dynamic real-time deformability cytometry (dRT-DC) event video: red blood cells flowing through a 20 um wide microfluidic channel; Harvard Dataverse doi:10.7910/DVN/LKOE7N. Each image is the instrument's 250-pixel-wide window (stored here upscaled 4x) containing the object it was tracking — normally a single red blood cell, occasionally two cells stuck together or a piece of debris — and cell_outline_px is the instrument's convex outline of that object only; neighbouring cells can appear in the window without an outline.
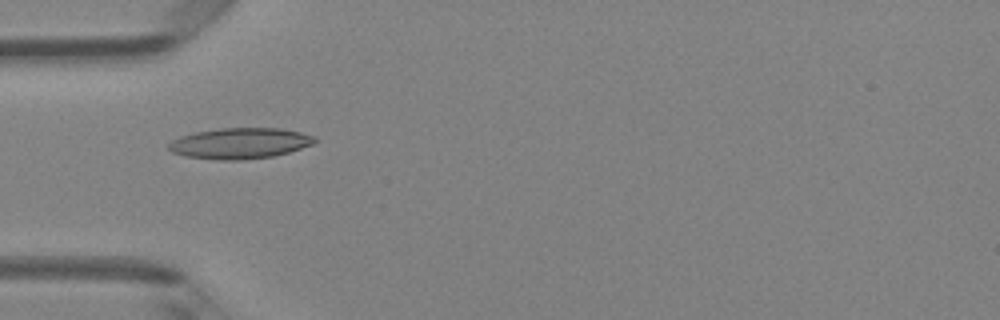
{"species": "Egyptian fruit bat (a non-hibernating species)", "species_latin": "Rousettus aegyptiacus", "temperature_condition": "room temperature", "stored_images_in_passage": 3, "camera_frame_rate_fps": 3000, "um_per_image_px": 0.085, "animal": {"sex": "female"}, "frame": {"image": 1, "passage_image": 2, "time_ms": 0.333, "image_size_px": [1000, 320], "cell_outline_px": [[316, 140], [312, 144], [288, 152], [272, 156], [244, 160], [216, 160], [184, 156], [172, 152], [168, 148], [168, 144], [172, 140], [180, 136], [196, 132], [220, 128], [280, 128], [300, 132], [316, 136]], "centroid_in_image_um": [20.37, 12.18], "position_along_channel_um": 64.6, "area_um2": 26.24}}
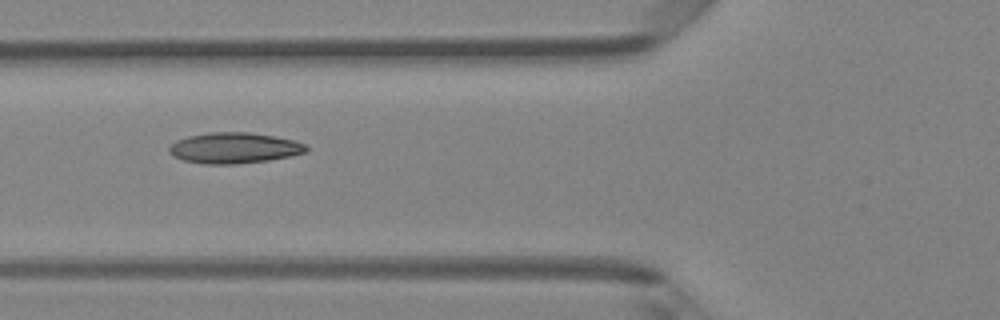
{"frame": {"image": 2, "passage_image": 3, "time_ms": 0.667, "image_size_px": [1000, 320], "cell_outline_px": [[308, 152], [292, 156], [268, 160], [236, 164], [204, 164], [184, 160], [172, 156], [168, 152], [168, 148], [176, 140], [188, 136], [208, 132], [248, 132], [272, 136], [292, 140], [304, 144], [308, 148]], "centroid_in_image_um": [19.88, 12.58], "position_along_channel_um": 105.9, "area_um2": 24.62}}